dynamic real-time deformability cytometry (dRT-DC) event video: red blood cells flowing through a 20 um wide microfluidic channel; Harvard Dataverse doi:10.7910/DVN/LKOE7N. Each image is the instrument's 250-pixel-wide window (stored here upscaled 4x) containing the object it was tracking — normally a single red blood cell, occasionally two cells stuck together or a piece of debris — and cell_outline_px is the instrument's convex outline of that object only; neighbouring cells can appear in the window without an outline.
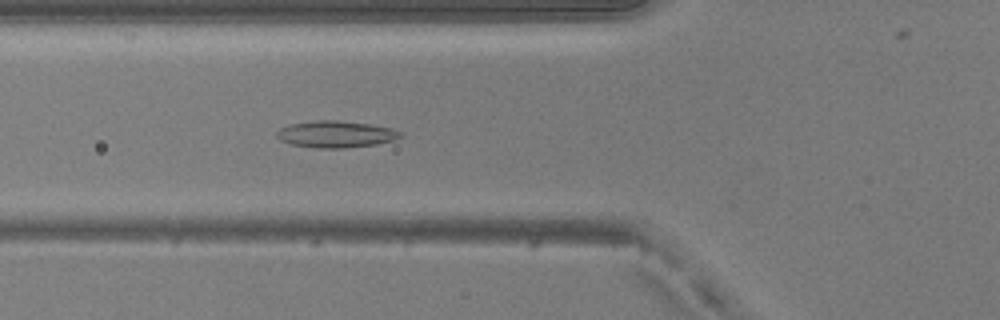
{"species": "common noctule bat (a hibernating species)", "species_latin": "Nyctalus noctula", "temperature_condition": "warm", "stored_images_in_passage": 51, "camera_frame_rate_fps": 3000, "um_per_image_px": 0.085, "animal": {"sex": "male", "body_mass_g": 20.5, "forearm_length_mm": 52.5}, "frame": {"image": 1, "passage_image": 19, "time_ms": 6.0, "image_size_px": [1000, 320], "cell_outline_px": [[404, 136], [392, 140], [376, 144], [344, 148], [316, 148], [292, 144], [280, 140], [276, 136], [276, 132], [280, 128], [292, 124], [316, 120], [336, 120], [368, 124], [392, 128], [404, 132]], "centroid_in_image_um": [28.57, 11.41], "position_along_channel_um": 97.2, "area_um2": 19.19}}
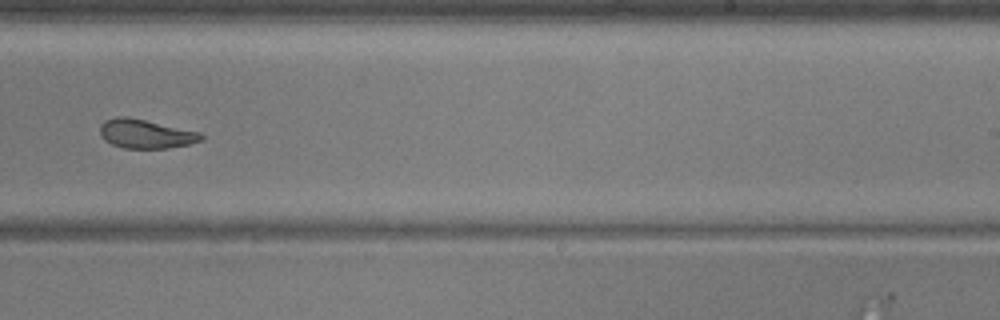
{"frame": {"image": 2, "passage_image": 32, "time_ms": 10.333, "image_size_px": [1000, 320], "cell_outline_px": [[204, 140], [192, 144], [168, 148], [124, 148], [112, 144], [104, 140], [100, 136], [100, 124], [104, 120], [116, 116], [128, 116], [200, 132], [204, 136]], "centroid_in_image_um": [12.39, 11.37], "position_along_channel_um": 276.6, "area_um2": 17.34}}
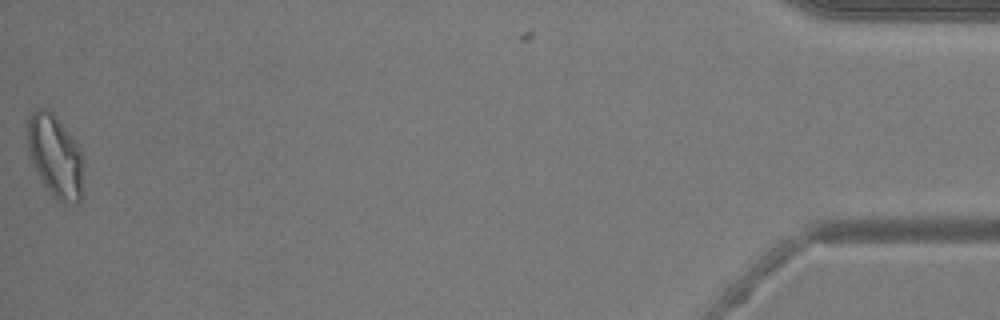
{"frame": {"image": 3, "passage_image": 50, "time_ms": 16.333, "image_size_px": [1000, 320], "cell_outline_px": [[84, 160], [80, 200], [76, 204], [64, 204], [56, 200], [52, 196], [44, 184], [32, 164], [28, 148], [28, 120], [32, 112], [36, 108], [48, 108], [56, 116], [80, 148]], "centroid_in_image_um": [4.71, 13.29], "position_along_channel_um": 430.5, "area_um2": 26.99}, "authors_computed_cell_mechanics": {"area_um2": 19.5364, "velocity_mm_per_s": 4.1271, "shape_relaxation_time_tau1_ms": 8.4127, "shape_relaxation_time_tau2_ms": 1.5148, "deformation_change_tau1": 0.167, "deformation_change_tau2": 0.08}}